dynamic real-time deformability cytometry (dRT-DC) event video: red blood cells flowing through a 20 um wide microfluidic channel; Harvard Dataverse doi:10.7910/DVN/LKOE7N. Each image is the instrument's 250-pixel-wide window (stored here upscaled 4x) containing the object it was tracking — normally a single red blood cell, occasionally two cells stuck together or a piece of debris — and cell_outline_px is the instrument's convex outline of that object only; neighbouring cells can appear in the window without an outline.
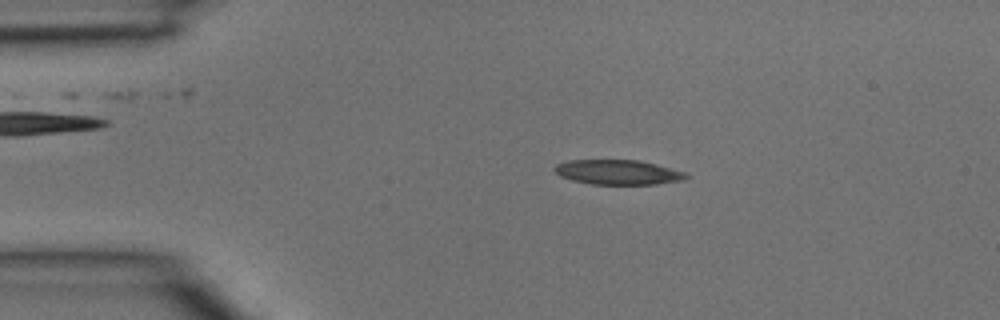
{"species": "common noctule bat (a hibernating species)", "species_latin": "Nyctalus noctula", "temperature_condition": "room temperature", "stored_images_in_passage": 38, "camera_frame_rate_fps": 3000, "um_per_image_px": 0.085, "animal": {"sex": "male", "body_mass_g": 15.6}, "frame": {"image": 1, "passage_image": 6, "time_ms": 1.667, "image_size_px": [1000, 320], "cell_outline_px": [[688, 176], [684, 180], [656, 184], [592, 184], [572, 180], [560, 176], [552, 168], [556, 164], [568, 160], [640, 160], [656, 164], [684, 172]], "centroid_in_image_um": [52.5, 14.63], "position_along_channel_um": 32.5, "area_um2": 18.9}}
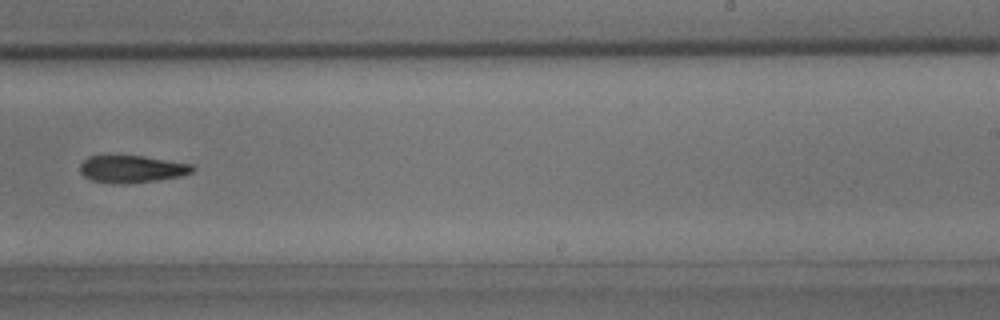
{"frame": {"image": 2, "passage_image": 23, "time_ms": 7.333, "image_size_px": [1000, 320], "cell_outline_px": [[196, 168], [192, 172], [180, 176], [156, 180], [128, 184], [112, 184], [92, 180], [84, 176], [80, 172], [80, 164], [88, 156], [144, 156], [192, 164]], "centroid_in_image_um": [11.2, 14.37], "position_along_channel_um": 277.8, "area_um2": 17.92}}
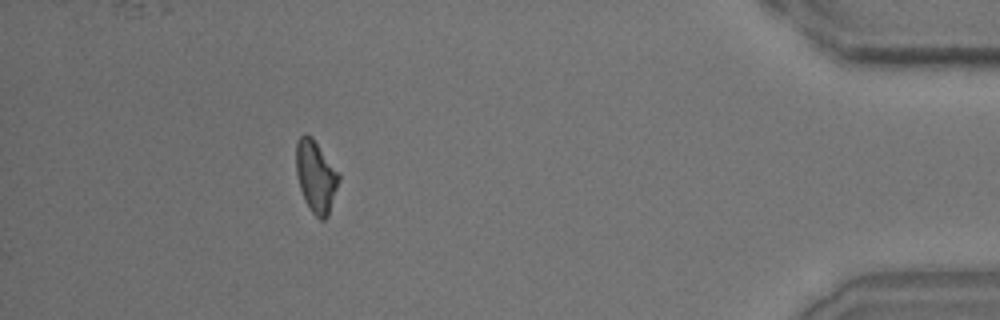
{"frame": {"image": 3, "passage_image": 34, "time_ms": 11.0, "image_size_px": [1000, 320], "cell_outline_px": [[340, 180], [328, 216], [324, 220], [320, 220], [312, 212], [304, 200], [300, 188], [296, 172], [296, 140], [304, 132], [312, 136], [340, 172]], "centroid_in_image_um": [26.86, 14.96], "position_along_channel_um": 408.3, "area_um2": 18.26}}